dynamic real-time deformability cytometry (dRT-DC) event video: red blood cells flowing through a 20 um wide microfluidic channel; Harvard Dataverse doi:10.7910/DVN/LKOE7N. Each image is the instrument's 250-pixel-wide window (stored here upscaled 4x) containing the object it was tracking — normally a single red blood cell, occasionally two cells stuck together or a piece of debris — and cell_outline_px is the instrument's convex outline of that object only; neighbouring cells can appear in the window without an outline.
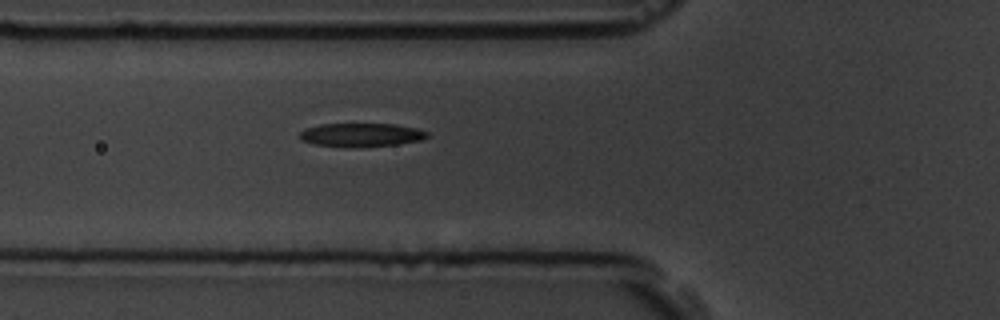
{"species": "common noctule bat (a hibernating species)", "species_latin": "Nyctalus noctula", "temperature_condition": "room temperature", "stored_images_in_passage": 2, "camera_frame_rate_fps": 3000, "um_per_image_px": 0.085, "animal": {"sex": "male", "body_mass_g": 19.5, "forearm_length_mm": 54.6}, "frame": {"image": 1, "passage_image": 2, "time_ms": 1.0, "image_size_px": [1000, 320], "cell_outline_px": [[428, 136], [420, 140], [396, 144], [360, 148], [356, 148], [312, 144], [300, 140], [300, 132], [308, 128], [320, 124], [396, 124], [416, 128], [428, 132]], "centroid_in_image_um": [30.69, 11.48], "position_along_channel_um": 95.1, "area_um2": 17.57}}